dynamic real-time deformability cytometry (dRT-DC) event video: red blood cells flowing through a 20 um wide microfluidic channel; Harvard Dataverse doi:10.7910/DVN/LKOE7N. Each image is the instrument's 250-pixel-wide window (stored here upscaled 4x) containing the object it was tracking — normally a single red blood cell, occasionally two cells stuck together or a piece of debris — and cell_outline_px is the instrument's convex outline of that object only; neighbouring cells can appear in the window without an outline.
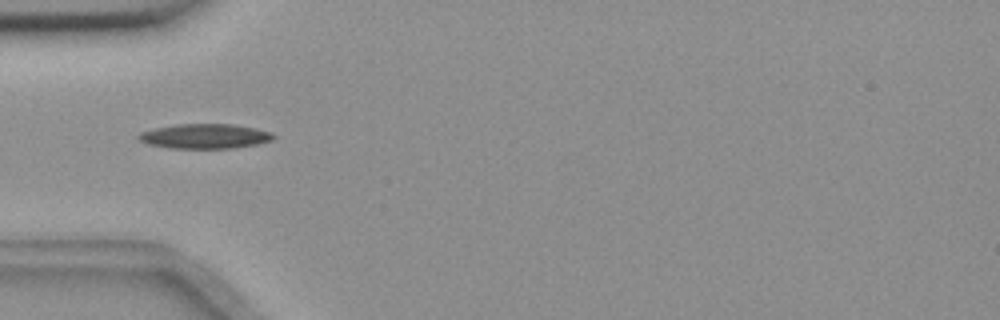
{"species": "common noctule bat (a hibernating species)", "species_latin": "Nyctalus noctula", "temperature_condition": "room temperature", "stored_images_in_passage": 6, "camera_frame_rate_fps": 3000, "um_per_image_px": 0.085, "animal": {"sex": "female", "body_mass_g": 18.4}, "frame": {"image": 1, "passage_image": 4, "time_ms": 1.0, "image_size_px": [1000, 320], "cell_outline_px": [[276, 136], [272, 140], [256, 144], [232, 148], [168, 148], [148, 144], [140, 140], [136, 136], [140, 132], [156, 128], [176, 124], [232, 124], [256, 128], [272, 132]], "centroid_in_image_um": [17.42, 11.57], "position_along_channel_um": 67.6, "area_um2": 19.42}}
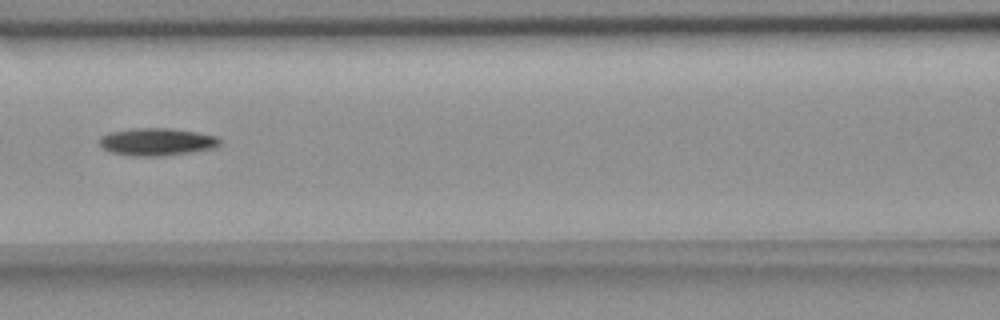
{"frame": {"image": 2, "passage_image": 6, "time_ms": 1.667, "image_size_px": [1000, 320], "cell_outline_px": [[220, 144], [216, 148], [192, 152], [164, 156], [132, 156], [108, 152], [100, 144], [100, 136], [108, 132], [132, 128], [172, 128], [220, 136]], "centroid_in_image_um": [13.35, 12.05], "position_along_channel_um": 153.3, "area_um2": 19.65}}